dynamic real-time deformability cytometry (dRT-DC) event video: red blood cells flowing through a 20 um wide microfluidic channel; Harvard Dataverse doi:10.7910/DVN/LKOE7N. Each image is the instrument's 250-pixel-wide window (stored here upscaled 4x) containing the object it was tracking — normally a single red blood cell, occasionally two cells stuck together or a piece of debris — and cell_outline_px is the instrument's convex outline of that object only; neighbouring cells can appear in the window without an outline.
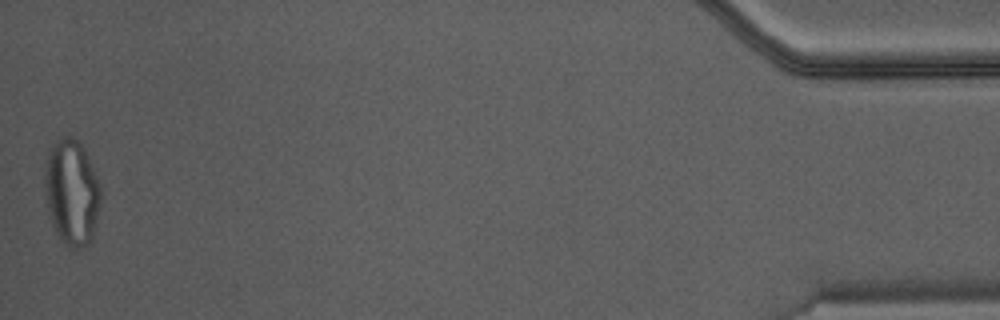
{"species": "Egyptian fruit bat (a non-hibernating species)", "species_latin": "Rousettus aegyptiacus", "temperature_condition": "warm", "stored_images_in_passage": 38, "camera_frame_rate_fps": 3000, "um_per_image_px": 0.085, "animal": {"sex": "male"}, "frame": {"image": 1, "passage_image": 38, "time_ms": 12.333, "image_size_px": [1000, 320], "cell_outline_px": [[100, 204], [92, 240], [88, 244], [80, 248], [72, 248], [60, 240], [48, 216], [44, 188], [44, 172], [48, 152], [64, 136], [72, 136], [80, 144], [100, 184]], "centroid_in_image_um": [6.08, 16.41], "position_along_channel_um": 429.1, "area_um2": 34.16}}